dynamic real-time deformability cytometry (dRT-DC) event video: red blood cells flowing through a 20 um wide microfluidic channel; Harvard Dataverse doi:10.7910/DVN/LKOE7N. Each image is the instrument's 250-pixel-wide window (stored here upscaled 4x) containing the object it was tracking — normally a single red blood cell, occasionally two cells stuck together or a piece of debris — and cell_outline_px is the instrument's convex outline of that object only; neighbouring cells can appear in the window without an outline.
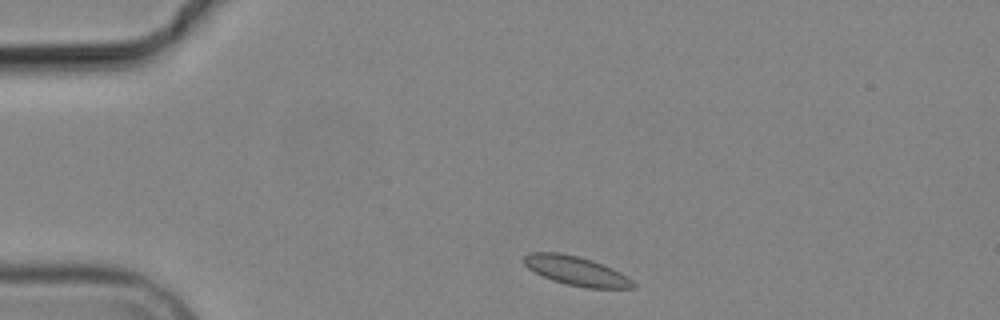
{"species": "common noctule bat (a hibernating species)", "species_latin": "Nyctalus noctula", "temperature_condition": "cold", "stored_images_in_passage": 3, "camera_frame_rate_fps": 3000, "um_per_image_px": 0.085, "animal": {"sex": "male", "body_mass_g": 19.2, "forearm_length_mm": 51.8}, "frame": {"image": 1, "passage_image": 1, "time_ms": 0.0, "image_size_px": [1000, 320], "cell_outline_px": [[636, 288], [584, 288], [552, 280], [528, 268], [524, 264], [524, 256], [528, 252], [560, 252], [580, 256], [604, 264], [628, 276], [636, 284]], "centroid_in_image_um": [49.01, 23.01], "position_along_channel_um": 36.0, "area_um2": 18.67}}
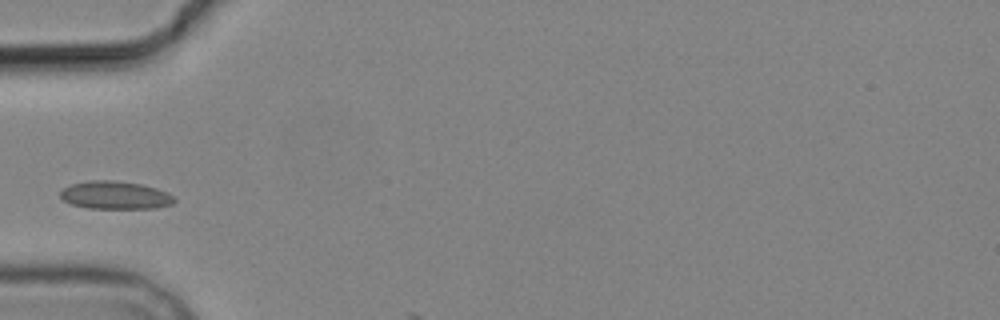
{"frame": {"image": 2, "passage_image": 3, "time_ms": 2.333, "image_size_px": [1000, 320], "cell_outline_px": [[176, 200], [172, 204], [156, 208], [88, 208], [72, 204], [64, 200], [60, 196], [60, 192], [68, 184], [88, 180], [112, 180], [140, 184], [156, 188], [168, 192]], "centroid_in_image_um": [9.78, 16.58], "position_along_channel_um": 75.2, "area_um2": 18.55}}